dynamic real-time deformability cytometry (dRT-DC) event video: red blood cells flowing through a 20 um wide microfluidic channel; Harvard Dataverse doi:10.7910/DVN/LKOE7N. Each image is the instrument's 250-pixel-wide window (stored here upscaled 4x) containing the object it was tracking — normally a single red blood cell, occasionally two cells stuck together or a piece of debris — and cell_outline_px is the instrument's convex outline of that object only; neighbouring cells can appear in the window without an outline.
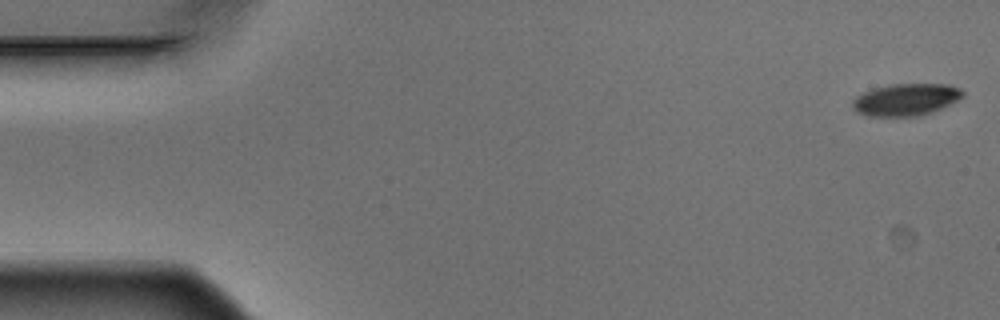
{"species": "Egyptian fruit bat (a non-hibernating species)", "species_latin": "Rousettus aegyptiacus", "temperature_condition": "warm", "stored_images_in_passage": 3, "camera_frame_rate_fps": 3000, "um_per_image_px": 0.085, "animal": {"sex": "male"}, "frame": {"image": 1, "passage_image": 1, "time_ms": 0.0, "image_size_px": [1000, 320], "cell_outline_px": [[964, 96], [932, 112], [916, 116], [868, 116], [856, 112], [852, 108], [852, 100], [856, 96], [872, 88], [888, 84], [948, 84], [960, 88], [964, 92]], "centroid_in_image_um": [76.96, 8.46], "position_along_channel_um": 8.0, "area_um2": 20.63}}